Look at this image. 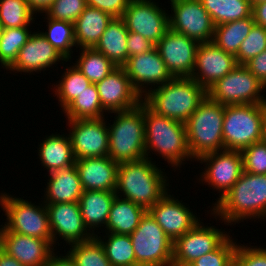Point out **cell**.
<instances>
[{
  "label": "cell",
  "mask_w": 266,
  "mask_h": 266,
  "mask_svg": "<svg viewBox=\"0 0 266 266\" xmlns=\"http://www.w3.org/2000/svg\"><path fill=\"white\" fill-rule=\"evenodd\" d=\"M239 245L234 254V266H266V248Z\"/></svg>",
  "instance_id": "45"
},
{
  "label": "cell",
  "mask_w": 266,
  "mask_h": 266,
  "mask_svg": "<svg viewBox=\"0 0 266 266\" xmlns=\"http://www.w3.org/2000/svg\"><path fill=\"white\" fill-rule=\"evenodd\" d=\"M229 235L215 250L190 263L191 266H234L237 242Z\"/></svg>",
  "instance_id": "41"
},
{
  "label": "cell",
  "mask_w": 266,
  "mask_h": 266,
  "mask_svg": "<svg viewBox=\"0 0 266 266\" xmlns=\"http://www.w3.org/2000/svg\"><path fill=\"white\" fill-rule=\"evenodd\" d=\"M104 112L96 85L93 83L63 110L67 120L99 119L105 117Z\"/></svg>",
  "instance_id": "33"
},
{
  "label": "cell",
  "mask_w": 266,
  "mask_h": 266,
  "mask_svg": "<svg viewBox=\"0 0 266 266\" xmlns=\"http://www.w3.org/2000/svg\"><path fill=\"white\" fill-rule=\"evenodd\" d=\"M215 26L252 16L250 0H200Z\"/></svg>",
  "instance_id": "32"
},
{
  "label": "cell",
  "mask_w": 266,
  "mask_h": 266,
  "mask_svg": "<svg viewBox=\"0 0 266 266\" xmlns=\"http://www.w3.org/2000/svg\"><path fill=\"white\" fill-rule=\"evenodd\" d=\"M2 226H3V224L2 225H0V241H1V232H2Z\"/></svg>",
  "instance_id": "56"
},
{
  "label": "cell",
  "mask_w": 266,
  "mask_h": 266,
  "mask_svg": "<svg viewBox=\"0 0 266 266\" xmlns=\"http://www.w3.org/2000/svg\"><path fill=\"white\" fill-rule=\"evenodd\" d=\"M243 171L251 174H266V142L253 143L242 151Z\"/></svg>",
  "instance_id": "44"
},
{
  "label": "cell",
  "mask_w": 266,
  "mask_h": 266,
  "mask_svg": "<svg viewBox=\"0 0 266 266\" xmlns=\"http://www.w3.org/2000/svg\"><path fill=\"white\" fill-rule=\"evenodd\" d=\"M30 9L37 14L45 13L54 0H26Z\"/></svg>",
  "instance_id": "51"
},
{
  "label": "cell",
  "mask_w": 266,
  "mask_h": 266,
  "mask_svg": "<svg viewBox=\"0 0 266 266\" xmlns=\"http://www.w3.org/2000/svg\"><path fill=\"white\" fill-rule=\"evenodd\" d=\"M155 0H130L122 15L128 32H135L155 45L170 29L169 13Z\"/></svg>",
  "instance_id": "13"
},
{
  "label": "cell",
  "mask_w": 266,
  "mask_h": 266,
  "mask_svg": "<svg viewBox=\"0 0 266 266\" xmlns=\"http://www.w3.org/2000/svg\"><path fill=\"white\" fill-rule=\"evenodd\" d=\"M170 29L198 43L213 40L214 28L210 15L200 0H170Z\"/></svg>",
  "instance_id": "12"
},
{
  "label": "cell",
  "mask_w": 266,
  "mask_h": 266,
  "mask_svg": "<svg viewBox=\"0 0 266 266\" xmlns=\"http://www.w3.org/2000/svg\"><path fill=\"white\" fill-rule=\"evenodd\" d=\"M95 85L105 113L129 110L142 102L123 67H116Z\"/></svg>",
  "instance_id": "19"
},
{
  "label": "cell",
  "mask_w": 266,
  "mask_h": 266,
  "mask_svg": "<svg viewBox=\"0 0 266 266\" xmlns=\"http://www.w3.org/2000/svg\"><path fill=\"white\" fill-rule=\"evenodd\" d=\"M66 70L61 79L54 85L53 93L58 98L59 105L63 111L74 99L80 96V94L86 90L91 82L76 68L66 67Z\"/></svg>",
  "instance_id": "37"
},
{
  "label": "cell",
  "mask_w": 266,
  "mask_h": 266,
  "mask_svg": "<svg viewBox=\"0 0 266 266\" xmlns=\"http://www.w3.org/2000/svg\"><path fill=\"white\" fill-rule=\"evenodd\" d=\"M212 208L210 215L216 220L219 217L226 225H235L248 218L266 220V174L243 171L238 181Z\"/></svg>",
  "instance_id": "1"
},
{
  "label": "cell",
  "mask_w": 266,
  "mask_h": 266,
  "mask_svg": "<svg viewBox=\"0 0 266 266\" xmlns=\"http://www.w3.org/2000/svg\"><path fill=\"white\" fill-rule=\"evenodd\" d=\"M252 16L256 25L266 28V1L252 5Z\"/></svg>",
  "instance_id": "49"
},
{
  "label": "cell",
  "mask_w": 266,
  "mask_h": 266,
  "mask_svg": "<svg viewBox=\"0 0 266 266\" xmlns=\"http://www.w3.org/2000/svg\"><path fill=\"white\" fill-rule=\"evenodd\" d=\"M106 118L68 120L69 136L76 160L109 156Z\"/></svg>",
  "instance_id": "15"
},
{
  "label": "cell",
  "mask_w": 266,
  "mask_h": 266,
  "mask_svg": "<svg viewBox=\"0 0 266 266\" xmlns=\"http://www.w3.org/2000/svg\"><path fill=\"white\" fill-rule=\"evenodd\" d=\"M106 235L102 238L96 234L95 237L103 245L106 257L110 261L111 265L136 266L135 253L130 235L115 233H106Z\"/></svg>",
  "instance_id": "34"
},
{
  "label": "cell",
  "mask_w": 266,
  "mask_h": 266,
  "mask_svg": "<svg viewBox=\"0 0 266 266\" xmlns=\"http://www.w3.org/2000/svg\"><path fill=\"white\" fill-rule=\"evenodd\" d=\"M48 177L43 196L45 204L79 202L84 190L75 164L53 171Z\"/></svg>",
  "instance_id": "25"
},
{
  "label": "cell",
  "mask_w": 266,
  "mask_h": 266,
  "mask_svg": "<svg viewBox=\"0 0 266 266\" xmlns=\"http://www.w3.org/2000/svg\"><path fill=\"white\" fill-rule=\"evenodd\" d=\"M266 86L243 64H238L207 89V97L222 105L266 104Z\"/></svg>",
  "instance_id": "10"
},
{
  "label": "cell",
  "mask_w": 266,
  "mask_h": 266,
  "mask_svg": "<svg viewBox=\"0 0 266 266\" xmlns=\"http://www.w3.org/2000/svg\"><path fill=\"white\" fill-rule=\"evenodd\" d=\"M130 237L136 266H172L173 242L148 210Z\"/></svg>",
  "instance_id": "9"
},
{
  "label": "cell",
  "mask_w": 266,
  "mask_h": 266,
  "mask_svg": "<svg viewBox=\"0 0 266 266\" xmlns=\"http://www.w3.org/2000/svg\"><path fill=\"white\" fill-rule=\"evenodd\" d=\"M207 97V90L191 77H173L150 90L142 101L155 113L185 123Z\"/></svg>",
  "instance_id": "4"
},
{
  "label": "cell",
  "mask_w": 266,
  "mask_h": 266,
  "mask_svg": "<svg viewBox=\"0 0 266 266\" xmlns=\"http://www.w3.org/2000/svg\"><path fill=\"white\" fill-rule=\"evenodd\" d=\"M74 64L93 84L102 81L116 66L95 48H83Z\"/></svg>",
  "instance_id": "35"
},
{
  "label": "cell",
  "mask_w": 266,
  "mask_h": 266,
  "mask_svg": "<svg viewBox=\"0 0 266 266\" xmlns=\"http://www.w3.org/2000/svg\"><path fill=\"white\" fill-rule=\"evenodd\" d=\"M224 111L225 105L206 97L185 122L188 147L195 162L204 154L224 150Z\"/></svg>",
  "instance_id": "6"
},
{
  "label": "cell",
  "mask_w": 266,
  "mask_h": 266,
  "mask_svg": "<svg viewBox=\"0 0 266 266\" xmlns=\"http://www.w3.org/2000/svg\"><path fill=\"white\" fill-rule=\"evenodd\" d=\"M155 164L150 158L119 163L116 195L149 210L170 191L166 173Z\"/></svg>",
  "instance_id": "2"
},
{
  "label": "cell",
  "mask_w": 266,
  "mask_h": 266,
  "mask_svg": "<svg viewBox=\"0 0 266 266\" xmlns=\"http://www.w3.org/2000/svg\"><path fill=\"white\" fill-rule=\"evenodd\" d=\"M67 251L76 266H112L100 241L93 237L86 242L71 244Z\"/></svg>",
  "instance_id": "39"
},
{
  "label": "cell",
  "mask_w": 266,
  "mask_h": 266,
  "mask_svg": "<svg viewBox=\"0 0 266 266\" xmlns=\"http://www.w3.org/2000/svg\"><path fill=\"white\" fill-rule=\"evenodd\" d=\"M266 104L226 105L223 122L224 150L242 151L264 140Z\"/></svg>",
  "instance_id": "7"
},
{
  "label": "cell",
  "mask_w": 266,
  "mask_h": 266,
  "mask_svg": "<svg viewBox=\"0 0 266 266\" xmlns=\"http://www.w3.org/2000/svg\"><path fill=\"white\" fill-rule=\"evenodd\" d=\"M128 30L121 17H113L101 35L95 49L107 57L116 67H122L128 60Z\"/></svg>",
  "instance_id": "29"
},
{
  "label": "cell",
  "mask_w": 266,
  "mask_h": 266,
  "mask_svg": "<svg viewBox=\"0 0 266 266\" xmlns=\"http://www.w3.org/2000/svg\"><path fill=\"white\" fill-rule=\"evenodd\" d=\"M266 50V28L254 25L241 43L236 57L237 64H245L251 58Z\"/></svg>",
  "instance_id": "42"
},
{
  "label": "cell",
  "mask_w": 266,
  "mask_h": 266,
  "mask_svg": "<svg viewBox=\"0 0 266 266\" xmlns=\"http://www.w3.org/2000/svg\"><path fill=\"white\" fill-rule=\"evenodd\" d=\"M112 19L109 13L87 5L73 23L77 49L95 48Z\"/></svg>",
  "instance_id": "27"
},
{
  "label": "cell",
  "mask_w": 266,
  "mask_h": 266,
  "mask_svg": "<svg viewBox=\"0 0 266 266\" xmlns=\"http://www.w3.org/2000/svg\"><path fill=\"white\" fill-rule=\"evenodd\" d=\"M199 221L173 242L172 266L188 265L195 259L215 250L228 236L229 232L216 226L202 225Z\"/></svg>",
  "instance_id": "14"
},
{
  "label": "cell",
  "mask_w": 266,
  "mask_h": 266,
  "mask_svg": "<svg viewBox=\"0 0 266 266\" xmlns=\"http://www.w3.org/2000/svg\"><path fill=\"white\" fill-rule=\"evenodd\" d=\"M251 1V4H256V3H261V2H264L266 0H250Z\"/></svg>",
  "instance_id": "53"
},
{
  "label": "cell",
  "mask_w": 266,
  "mask_h": 266,
  "mask_svg": "<svg viewBox=\"0 0 266 266\" xmlns=\"http://www.w3.org/2000/svg\"><path fill=\"white\" fill-rule=\"evenodd\" d=\"M146 211L144 207L116 196L103 232L130 235L139 226Z\"/></svg>",
  "instance_id": "30"
},
{
  "label": "cell",
  "mask_w": 266,
  "mask_h": 266,
  "mask_svg": "<svg viewBox=\"0 0 266 266\" xmlns=\"http://www.w3.org/2000/svg\"><path fill=\"white\" fill-rule=\"evenodd\" d=\"M236 57L213 41L199 43L191 78L206 90L237 66Z\"/></svg>",
  "instance_id": "21"
},
{
  "label": "cell",
  "mask_w": 266,
  "mask_h": 266,
  "mask_svg": "<svg viewBox=\"0 0 266 266\" xmlns=\"http://www.w3.org/2000/svg\"><path fill=\"white\" fill-rule=\"evenodd\" d=\"M29 27L4 28L0 38V65L8 69L33 33Z\"/></svg>",
  "instance_id": "38"
},
{
  "label": "cell",
  "mask_w": 266,
  "mask_h": 266,
  "mask_svg": "<svg viewBox=\"0 0 266 266\" xmlns=\"http://www.w3.org/2000/svg\"><path fill=\"white\" fill-rule=\"evenodd\" d=\"M185 205L167 192L148 210L172 242L200 221L190 206Z\"/></svg>",
  "instance_id": "20"
},
{
  "label": "cell",
  "mask_w": 266,
  "mask_h": 266,
  "mask_svg": "<svg viewBox=\"0 0 266 266\" xmlns=\"http://www.w3.org/2000/svg\"><path fill=\"white\" fill-rule=\"evenodd\" d=\"M199 43L169 29L156 44L162 60L172 77H191Z\"/></svg>",
  "instance_id": "18"
},
{
  "label": "cell",
  "mask_w": 266,
  "mask_h": 266,
  "mask_svg": "<svg viewBox=\"0 0 266 266\" xmlns=\"http://www.w3.org/2000/svg\"><path fill=\"white\" fill-rule=\"evenodd\" d=\"M264 141L266 142V118L264 122Z\"/></svg>",
  "instance_id": "54"
},
{
  "label": "cell",
  "mask_w": 266,
  "mask_h": 266,
  "mask_svg": "<svg viewBox=\"0 0 266 266\" xmlns=\"http://www.w3.org/2000/svg\"><path fill=\"white\" fill-rule=\"evenodd\" d=\"M254 25L253 16L217 25L212 41L226 53L236 56L241 43Z\"/></svg>",
  "instance_id": "31"
},
{
  "label": "cell",
  "mask_w": 266,
  "mask_h": 266,
  "mask_svg": "<svg viewBox=\"0 0 266 266\" xmlns=\"http://www.w3.org/2000/svg\"><path fill=\"white\" fill-rule=\"evenodd\" d=\"M156 47L150 40L144 38L139 33L128 32L127 49L128 57L133 55H140L144 52L153 50Z\"/></svg>",
  "instance_id": "47"
},
{
  "label": "cell",
  "mask_w": 266,
  "mask_h": 266,
  "mask_svg": "<svg viewBox=\"0 0 266 266\" xmlns=\"http://www.w3.org/2000/svg\"><path fill=\"white\" fill-rule=\"evenodd\" d=\"M39 144L38 154L42 166L49 172L67 168L76 162L69 134L45 136Z\"/></svg>",
  "instance_id": "26"
},
{
  "label": "cell",
  "mask_w": 266,
  "mask_h": 266,
  "mask_svg": "<svg viewBox=\"0 0 266 266\" xmlns=\"http://www.w3.org/2000/svg\"><path fill=\"white\" fill-rule=\"evenodd\" d=\"M196 161L206 165L203 172H200L199 182L212 187L218 191L215 205L231 187L238 181L243 172V157L241 151L222 150L204 154ZM221 193V194H220ZM221 195V196H220Z\"/></svg>",
  "instance_id": "11"
},
{
  "label": "cell",
  "mask_w": 266,
  "mask_h": 266,
  "mask_svg": "<svg viewBox=\"0 0 266 266\" xmlns=\"http://www.w3.org/2000/svg\"><path fill=\"white\" fill-rule=\"evenodd\" d=\"M52 235V246L64 240L71 244L86 242L94 236L84 225L79 202L45 204ZM58 237V238H57Z\"/></svg>",
  "instance_id": "17"
},
{
  "label": "cell",
  "mask_w": 266,
  "mask_h": 266,
  "mask_svg": "<svg viewBox=\"0 0 266 266\" xmlns=\"http://www.w3.org/2000/svg\"><path fill=\"white\" fill-rule=\"evenodd\" d=\"M86 6V0H54L45 14L55 20L74 23Z\"/></svg>",
  "instance_id": "43"
},
{
  "label": "cell",
  "mask_w": 266,
  "mask_h": 266,
  "mask_svg": "<svg viewBox=\"0 0 266 266\" xmlns=\"http://www.w3.org/2000/svg\"><path fill=\"white\" fill-rule=\"evenodd\" d=\"M48 26L47 30L40 33L46 38V40L69 62L72 58L73 47H76L75 34H74V24L68 21L55 20L46 17ZM70 59V60H69Z\"/></svg>",
  "instance_id": "36"
},
{
  "label": "cell",
  "mask_w": 266,
  "mask_h": 266,
  "mask_svg": "<svg viewBox=\"0 0 266 266\" xmlns=\"http://www.w3.org/2000/svg\"><path fill=\"white\" fill-rule=\"evenodd\" d=\"M0 207L5 212L6 222L2 231L47 240L52 245L51 228L45 203H35L15 197L9 193H0Z\"/></svg>",
  "instance_id": "8"
},
{
  "label": "cell",
  "mask_w": 266,
  "mask_h": 266,
  "mask_svg": "<svg viewBox=\"0 0 266 266\" xmlns=\"http://www.w3.org/2000/svg\"><path fill=\"white\" fill-rule=\"evenodd\" d=\"M64 65L68 60L61 55L40 33L33 32L25 45L19 50L14 63L7 69L15 74L24 72L32 74L33 72L46 71L47 68L56 67L58 62ZM54 65V66H53Z\"/></svg>",
  "instance_id": "22"
},
{
  "label": "cell",
  "mask_w": 266,
  "mask_h": 266,
  "mask_svg": "<svg viewBox=\"0 0 266 266\" xmlns=\"http://www.w3.org/2000/svg\"><path fill=\"white\" fill-rule=\"evenodd\" d=\"M134 89L143 98L150 90L167 83L173 77L166 68L159 51L153 50L128 57L122 66ZM151 87H148L150 86Z\"/></svg>",
  "instance_id": "16"
},
{
  "label": "cell",
  "mask_w": 266,
  "mask_h": 266,
  "mask_svg": "<svg viewBox=\"0 0 266 266\" xmlns=\"http://www.w3.org/2000/svg\"><path fill=\"white\" fill-rule=\"evenodd\" d=\"M247 69L266 86V50L244 64Z\"/></svg>",
  "instance_id": "48"
},
{
  "label": "cell",
  "mask_w": 266,
  "mask_h": 266,
  "mask_svg": "<svg viewBox=\"0 0 266 266\" xmlns=\"http://www.w3.org/2000/svg\"><path fill=\"white\" fill-rule=\"evenodd\" d=\"M113 113V124H107L109 157L117 163L146 158L144 102L132 109Z\"/></svg>",
  "instance_id": "5"
},
{
  "label": "cell",
  "mask_w": 266,
  "mask_h": 266,
  "mask_svg": "<svg viewBox=\"0 0 266 266\" xmlns=\"http://www.w3.org/2000/svg\"><path fill=\"white\" fill-rule=\"evenodd\" d=\"M64 254L66 255L64 256ZM64 254H62V256L53 252L45 266H76L70 255L67 252Z\"/></svg>",
  "instance_id": "50"
},
{
  "label": "cell",
  "mask_w": 266,
  "mask_h": 266,
  "mask_svg": "<svg viewBox=\"0 0 266 266\" xmlns=\"http://www.w3.org/2000/svg\"><path fill=\"white\" fill-rule=\"evenodd\" d=\"M0 266H24L0 248Z\"/></svg>",
  "instance_id": "52"
},
{
  "label": "cell",
  "mask_w": 266,
  "mask_h": 266,
  "mask_svg": "<svg viewBox=\"0 0 266 266\" xmlns=\"http://www.w3.org/2000/svg\"><path fill=\"white\" fill-rule=\"evenodd\" d=\"M130 0H86L88 6L109 13L112 17H122Z\"/></svg>",
  "instance_id": "46"
},
{
  "label": "cell",
  "mask_w": 266,
  "mask_h": 266,
  "mask_svg": "<svg viewBox=\"0 0 266 266\" xmlns=\"http://www.w3.org/2000/svg\"><path fill=\"white\" fill-rule=\"evenodd\" d=\"M75 165L84 191L115 192L119 163L109 156L82 158Z\"/></svg>",
  "instance_id": "24"
},
{
  "label": "cell",
  "mask_w": 266,
  "mask_h": 266,
  "mask_svg": "<svg viewBox=\"0 0 266 266\" xmlns=\"http://www.w3.org/2000/svg\"><path fill=\"white\" fill-rule=\"evenodd\" d=\"M34 14L26 0H0V23L3 29L30 27L36 20Z\"/></svg>",
  "instance_id": "40"
},
{
  "label": "cell",
  "mask_w": 266,
  "mask_h": 266,
  "mask_svg": "<svg viewBox=\"0 0 266 266\" xmlns=\"http://www.w3.org/2000/svg\"><path fill=\"white\" fill-rule=\"evenodd\" d=\"M116 196L115 192L110 191H84L81 195L79 205L83 222L94 237L99 227H106L111 205Z\"/></svg>",
  "instance_id": "28"
},
{
  "label": "cell",
  "mask_w": 266,
  "mask_h": 266,
  "mask_svg": "<svg viewBox=\"0 0 266 266\" xmlns=\"http://www.w3.org/2000/svg\"><path fill=\"white\" fill-rule=\"evenodd\" d=\"M144 126L146 158L158 154L173 170L184 165L183 161H192L185 123L159 115L144 103Z\"/></svg>",
  "instance_id": "3"
},
{
  "label": "cell",
  "mask_w": 266,
  "mask_h": 266,
  "mask_svg": "<svg viewBox=\"0 0 266 266\" xmlns=\"http://www.w3.org/2000/svg\"><path fill=\"white\" fill-rule=\"evenodd\" d=\"M0 248L24 266H45L54 247L44 239L2 231Z\"/></svg>",
  "instance_id": "23"
},
{
  "label": "cell",
  "mask_w": 266,
  "mask_h": 266,
  "mask_svg": "<svg viewBox=\"0 0 266 266\" xmlns=\"http://www.w3.org/2000/svg\"><path fill=\"white\" fill-rule=\"evenodd\" d=\"M2 30H3V27H2V24L0 23V38H1Z\"/></svg>",
  "instance_id": "55"
}]
</instances>
